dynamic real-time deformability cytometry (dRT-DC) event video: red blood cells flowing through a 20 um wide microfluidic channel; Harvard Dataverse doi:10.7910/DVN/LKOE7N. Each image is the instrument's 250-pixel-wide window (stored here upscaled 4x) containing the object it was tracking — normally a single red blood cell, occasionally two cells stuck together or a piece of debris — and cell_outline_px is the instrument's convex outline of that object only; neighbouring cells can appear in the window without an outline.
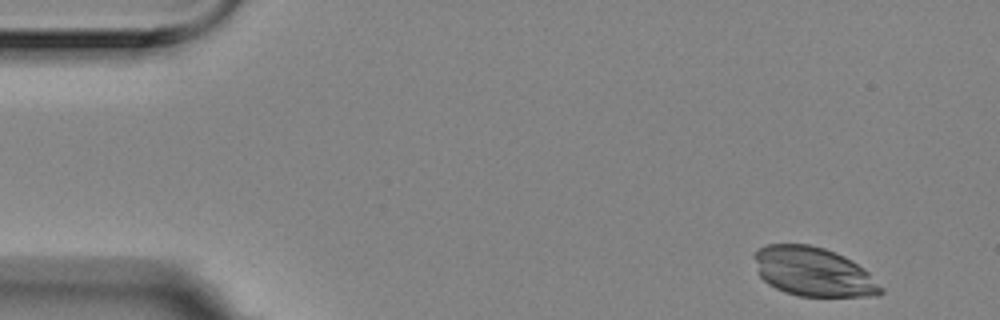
{"species": "Egyptian fruit bat (a non-hibernating species)", "species_latin": "Rousettus aegyptiacus", "temperature_condition": "room temperature", "stored_images_in_passage": 5, "segment_of_instrument_passage": [1, 2], "camera_frame_rate_fps": 3000, "um_per_image_px": 0.085, "animal": {"sex": "female"}, "frame": {"image": 1, "passage_image": 1, "time_ms": 0.0, "image_size_px": [1000, 320], "cell_outline_px": [[884, 292], [880, 296], [800, 296], [784, 292], [768, 284], [760, 276], [752, 256], [760, 248], [768, 244], [808, 244], [824, 248], [844, 256], [852, 260], [864, 268], [884, 288]], "centroid_in_image_um": [69.16, 23.11], "position_along_channel_um": 15.8, "area_um2": 36.3}}